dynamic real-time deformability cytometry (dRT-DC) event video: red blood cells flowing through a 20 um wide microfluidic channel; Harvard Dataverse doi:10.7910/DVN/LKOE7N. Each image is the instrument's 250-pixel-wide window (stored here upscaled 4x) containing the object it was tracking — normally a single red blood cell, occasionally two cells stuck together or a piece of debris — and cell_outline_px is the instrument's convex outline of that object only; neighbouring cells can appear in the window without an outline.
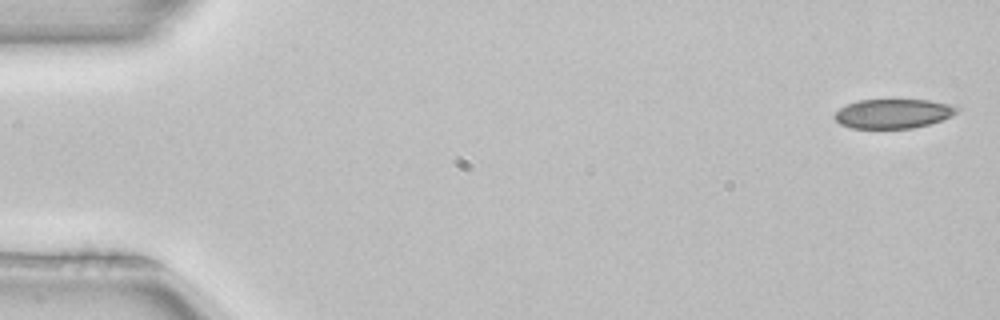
{"species": "common noctule bat (a hibernating species)", "species_latin": "Nyctalus noctula", "temperature_condition": "room temperature", "stored_images_in_passage": 9, "camera_frame_rate_fps": 3000, "um_per_image_px": 0.085, "animal": {"sex": "female", "body_mass_g": 22.7, "forearm_length_mm": 54.2}, "frame": {"image": 1, "passage_image": 1, "time_ms": 0.0, "image_size_px": [1000, 320], "cell_outline_px": [[960, 108], [952, 116], [928, 124], [912, 128], [852, 128], [840, 124], [832, 116], [840, 108], [848, 104], [860, 100], [928, 100], [948, 104]], "centroid_in_image_um": [75.89, 9.66], "position_along_channel_um": 9.1, "area_um2": 20.69}}